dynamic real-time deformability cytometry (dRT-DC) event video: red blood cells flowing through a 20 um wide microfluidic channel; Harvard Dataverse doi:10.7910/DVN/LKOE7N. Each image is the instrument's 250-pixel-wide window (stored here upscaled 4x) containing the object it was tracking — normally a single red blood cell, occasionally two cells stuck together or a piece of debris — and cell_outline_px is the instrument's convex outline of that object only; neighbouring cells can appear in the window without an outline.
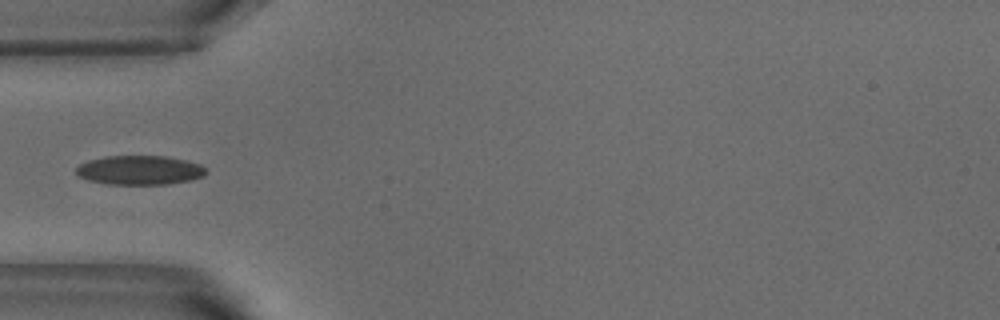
{"species": "common noctule bat (a hibernating species)", "species_latin": "Nyctalus noctula", "temperature_condition": "warm", "stored_images_in_passage": 37, "camera_frame_rate_fps": 3000, "um_per_image_px": 0.085, "animal": {"sex": "male", "body_mass_g": 18.8}, "frame": {"image": 1, "passage_image": 1, "time_ms": 0.0, "image_size_px": [1000, 320], "cell_outline_px": [[208, 172], [204, 176], [192, 180], [168, 184], [108, 184], [88, 180], [80, 176], [76, 172], [76, 168], [80, 164], [88, 160], [108, 156], [164, 156], [184, 160], [200, 164]], "centroid_in_image_um": [11.89, 14.47], "position_along_channel_um": 73.1, "area_um2": 22.02}}
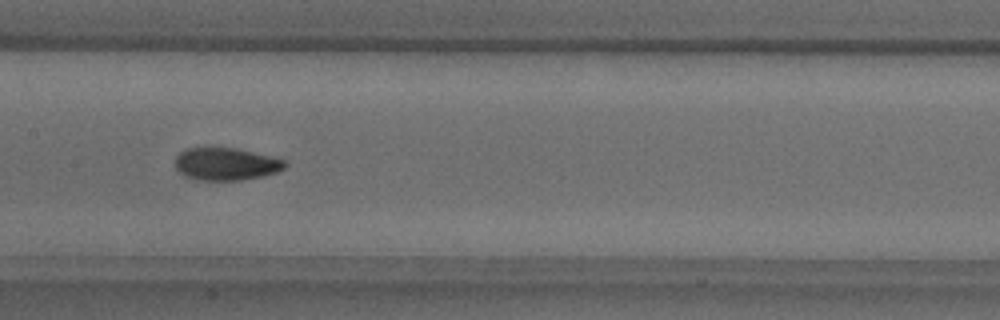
{"frame": {"image": 2, "passage_image": 10, "time_ms": 3.0, "image_size_px": [1000, 320], "cell_outline_px": [[288, 164], [284, 168], [276, 172], [264, 176], [240, 180], [200, 180], [184, 176], [176, 168], [176, 156], [180, 152], [188, 148], [236, 148], [284, 160]], "centroid_in_image_um": [19.2, 13.95], "position_along_channel_um": 188.2, "area_um2": 20.58}}
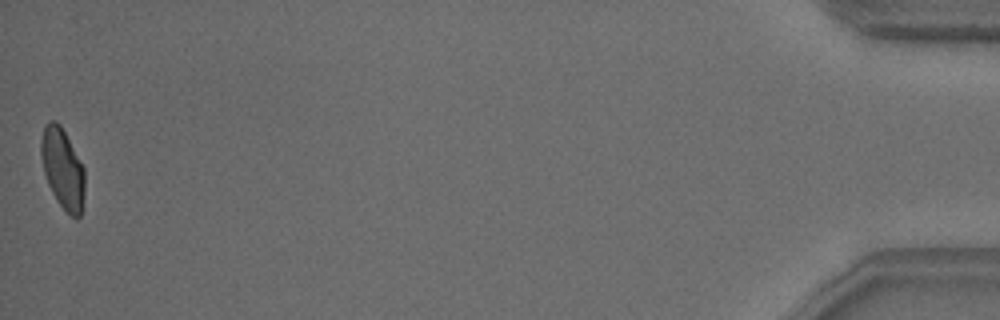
{"frame": {"image": 3, "passage_image": 37, "time_ms": 12.0, "image_size_px": [1000, 320], "cell_outline_px": [[84, 192], [80, 216], [76, 220], [56, 200], [48, 184], [44, 172], [40, 156], [40, 140], [44, 124], [48, 120], [56, 120], [60, 124], [84, 168]], "centroid_in_image_um": [5.29, 14.29], "position_along_channel_um": 429.9, "area_um2": 20.4}}